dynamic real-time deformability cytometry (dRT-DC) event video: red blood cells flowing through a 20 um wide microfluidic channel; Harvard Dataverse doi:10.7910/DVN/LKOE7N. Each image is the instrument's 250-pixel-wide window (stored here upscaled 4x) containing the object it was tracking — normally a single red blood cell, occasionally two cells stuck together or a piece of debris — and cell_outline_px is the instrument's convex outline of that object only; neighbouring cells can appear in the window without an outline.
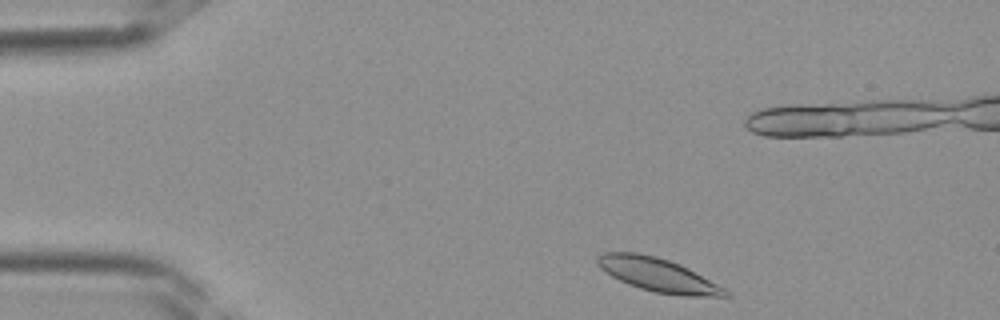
{"species": "Egyptian fruit bat (a non-hibernating species)", "species_latin": "Rousettus aegyptiacus", "temperature_condition": "room temperature", "stored_images_in_passage": 35, "camera_frame_rate_fps": 3000, "um_per_image_px": 0.085, "frame": {"image": 1, "passage_image": 1, "time_ms": 0.0, "image_size_px": [1000, 320], "cell_outline_px": [[732, 296], [684, 296], [656, 292], [640, 288], [628, 284], [612, 276], [600, 268], [596, 264], [596, 256], [600, 252], [636, 252], [656, 256], [680, 264], [688, 268], [732, 292]], "centroid_in_image_um": [55.91, 23.35], "position_along_channel_um": 29.1, "area_um2": 25.03}}
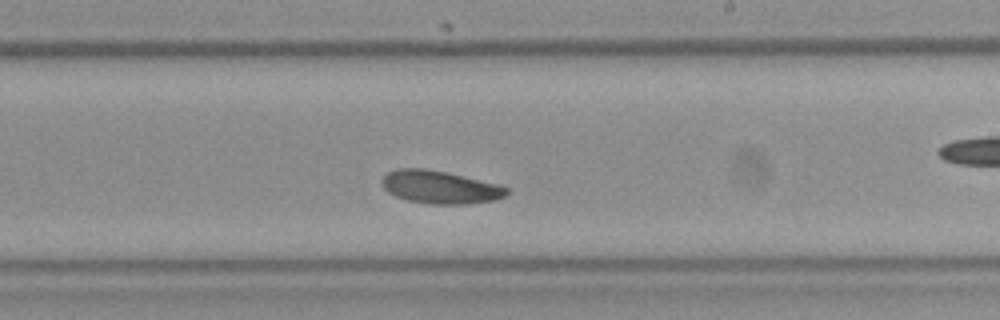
{"frame": {"image": 2, "passage_image": 18, "time_ms": 5.667, "image_size_px": [1000, 320], "cell_outline_px": [[508, 192], [504, 196], [496, 200], [464, 204], [432, 204], [408, 200], [396, 196], [388, 192], [384, 188], [380, 180], [388, 172], [396, 168], [424, 168], [444, 172], [500, 184], [508, 188]], "centroid_in_image_um": [37.39, 15.9], "position_along_channel_um": 251.6, "area_um2": 23.81}}
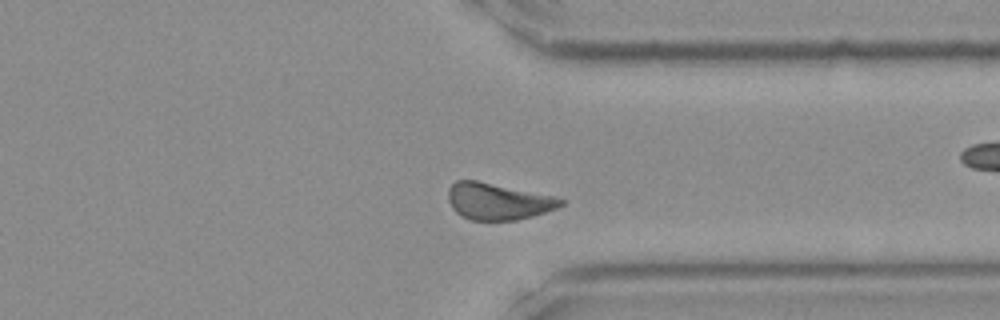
{"frame": {"image": 3, "passage_image": 25, "time_ms": 8.0, "image_size_px": [1000, 320], "cell_outline_px": [[564, 204], [556, 208], [532, 216], [516, 220], [472, 220], [460, 216], [452, 208], [448, 200], [448, 188], [456, 180], [476, 180], [556, 196], [564, 200]], "centroid_in_image_um": [42.31, 17.11], "position_along_channel_um": 369.1, "area_um2": 24.1}}